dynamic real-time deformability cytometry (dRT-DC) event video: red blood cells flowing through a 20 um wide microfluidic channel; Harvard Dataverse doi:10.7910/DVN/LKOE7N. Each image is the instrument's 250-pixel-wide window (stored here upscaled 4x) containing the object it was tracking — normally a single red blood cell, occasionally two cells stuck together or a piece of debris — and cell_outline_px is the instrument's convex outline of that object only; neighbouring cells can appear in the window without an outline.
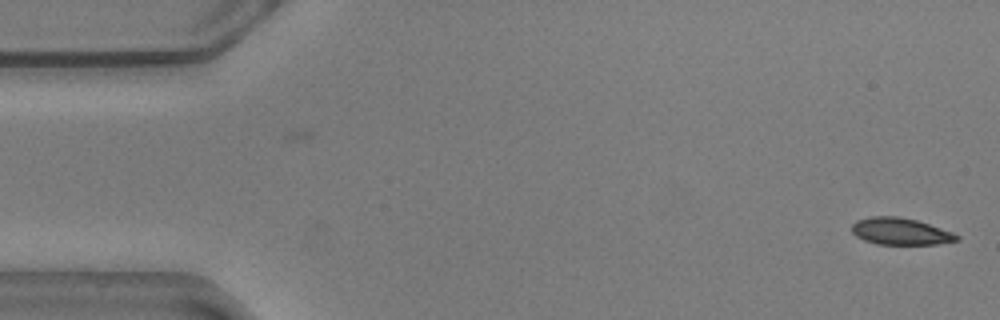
{"species": "common noctule bat (a hibernating species)", "species_latin": "Nyctalus noctula", "temperature_condition": "warm", "stored_images_in_passage": 57, "segment_of_instrument_passage": [1, 2], "camera_frame_rate_fps": 3000, "um_per_image_px": 0.085, "animal": {"sex": "male", "body_mass_g": 20.5, "forearm_length_mm": 52.5}, "frame": {"image": 1, "passage_image": 1, "time_ms": 0.0, "image_size_px": [1000, 320], "cell_outline_px": [[960, 240], [936, 244], [876, 244], [864, 240], [856, 236], [852, 232], [852, 224], [856, 220], [872, 216], [896, 216], [916, 220], [952, 232], [960, 236]], "centroid_in_image_um": [76.52, 19.67], "position_along_channel_um": 8.5, "area_um2": 16.36}}
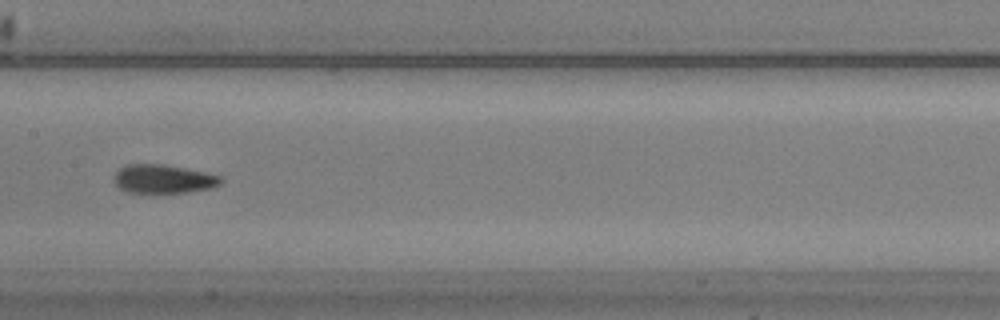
{"frame": {"image": 2, "passage_image": 27, "time_ms": 8.667, "image_size_px": [1000, 320], "cell_outline_px": [[224, 180], [220, 184], [212, 188], [188, 192], [128, 192], [120, 188], [116, 184], [116, 172], [124, 164], [164, 164], [204, 172], [220, 176]], "centroid_in_image_um": [13.92, 15.2], "position_along_channel_um": 193.5, "area_um2": 17.63}}
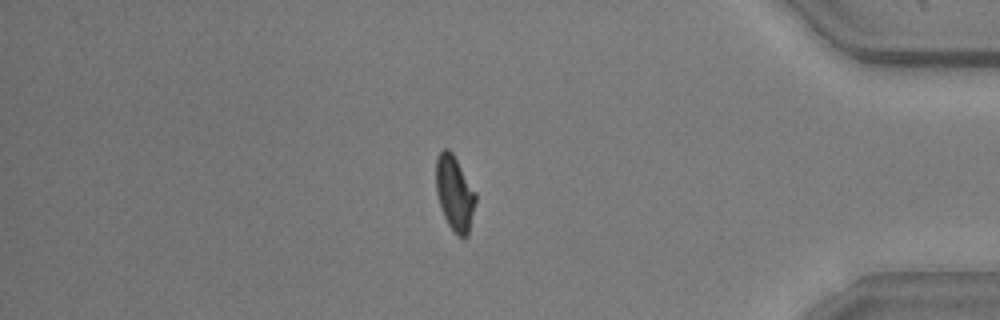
{"frame": {"image": 3, "passage_image": 47, "time_ms": 15.333, "image_size_px": [1000, 320], "cell_outline_px": [[476, 200], [468, 236], [464, 240], [456, 236], [452, 232], [444, 216], [436, 192], [436, 156], [444, 148], [448, 148], [452, 152], [476, 192]], "centroid_in_image_um": [38.65, 16.46], "position_along_channel_um": 396.6, "area_um2": 17.51}}